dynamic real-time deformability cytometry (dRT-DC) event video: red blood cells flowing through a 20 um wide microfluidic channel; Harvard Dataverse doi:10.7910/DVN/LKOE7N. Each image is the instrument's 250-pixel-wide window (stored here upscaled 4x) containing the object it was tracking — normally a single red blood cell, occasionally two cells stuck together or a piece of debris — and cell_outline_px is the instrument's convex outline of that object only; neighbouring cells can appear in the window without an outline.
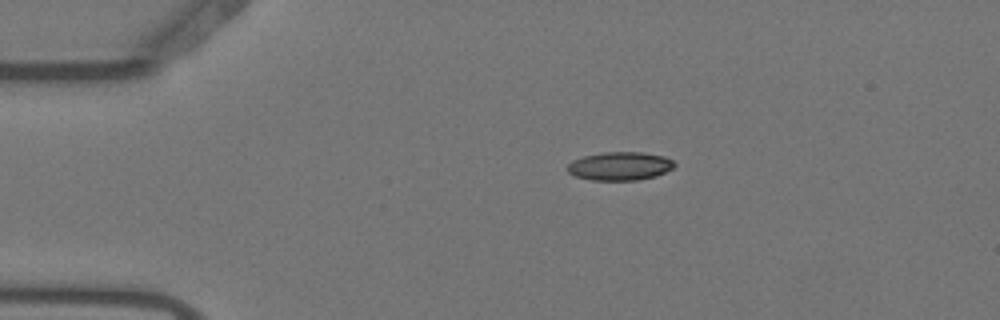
{"species": "Egyptian fruit bat (a non-hibernating species)", "species_latin": "Rousettus aegyptiacus", "temperature_condition": "warm", "stored_images_in_passage": 46, "camera_frame_rate_fps": 3000, "um_per_image_px": 0.085, "animal": {"sex": "female"}, "frame": {"image": 1, "passage_image": 2, "time_ms": 0.333, "image_size_px": [1000, 320], "cell_outline_px": [[676, 164], [672, 168], [656, 176], [636, 180], [592, 180], [576, 176], [568, 172], [568, 164], [572, 160], [584, 156], [604, 152], [644, 152], [664, 156], [672, 160]], "centroid_in_image_um": [52.7, 14.11], "position_along_channel_um": 32.3, "area_um2": 17.63}}
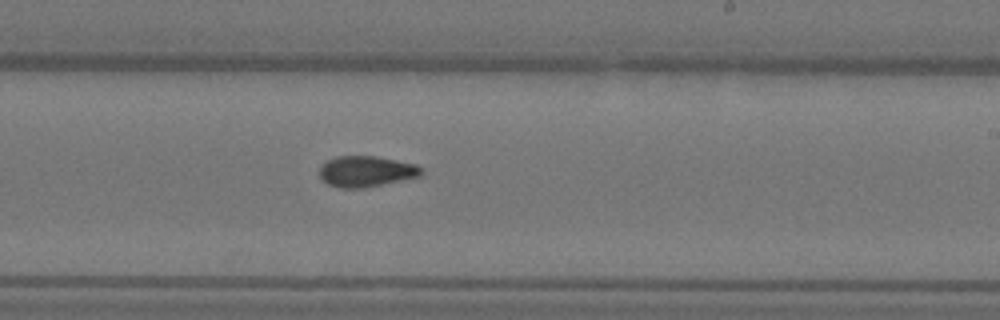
{"frame": {"image": 2, "passage_image": 24, "time_ms": 7.667, "image_size_px": [1000, 320], "cell_outline_px": [[424, 172], [420, 176], [364, 188], [340, 188], [328, 184], [320, 176], [320, 164], [336, 156], [376, 156], [416, 164]], "centroid_in_image_um": [31.11, 14.56], "position_along_channel_um": 257.9, "area_um2": 18.26}}
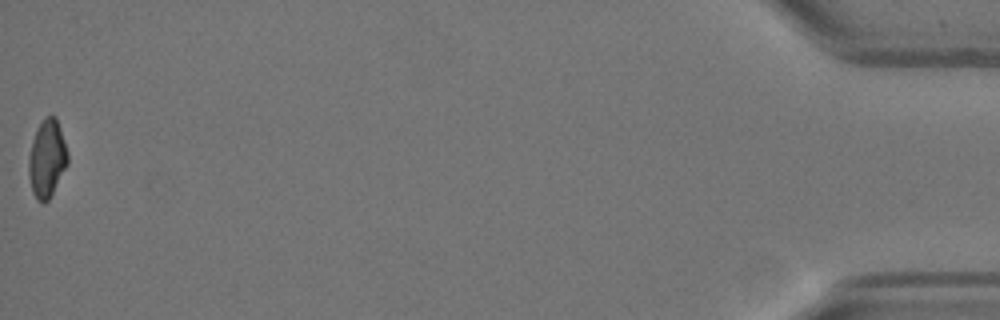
{"frame": {"image": 3, "passage_image": 46, "time_ms": 15.0, "image_size_px": [1000, 320], "cell_outline_px": [[68, 164], [48, 200], [44, 204], [36, 200], [32, 192], [28, 176], [28, 156], [32, 140], [36, 128], [48, 116], [56, 116], [68, 152]], "centroid_in_image_um": [3.97, 13.51], "position_along_channel_um": 431.2, "area_um2": 17.74}, "authors_computed_cell_mechanics": {"area_um2": 18.1492, "velocity_mm_per_s": 3.6974, "shape_relaxation_time_tau1_ms": 5.53, "shape_relaxation_time_tau2_ms": 3.814, "deformation_change_tau1": 0.1649, "deformation_change_tau2": 0.0993}}